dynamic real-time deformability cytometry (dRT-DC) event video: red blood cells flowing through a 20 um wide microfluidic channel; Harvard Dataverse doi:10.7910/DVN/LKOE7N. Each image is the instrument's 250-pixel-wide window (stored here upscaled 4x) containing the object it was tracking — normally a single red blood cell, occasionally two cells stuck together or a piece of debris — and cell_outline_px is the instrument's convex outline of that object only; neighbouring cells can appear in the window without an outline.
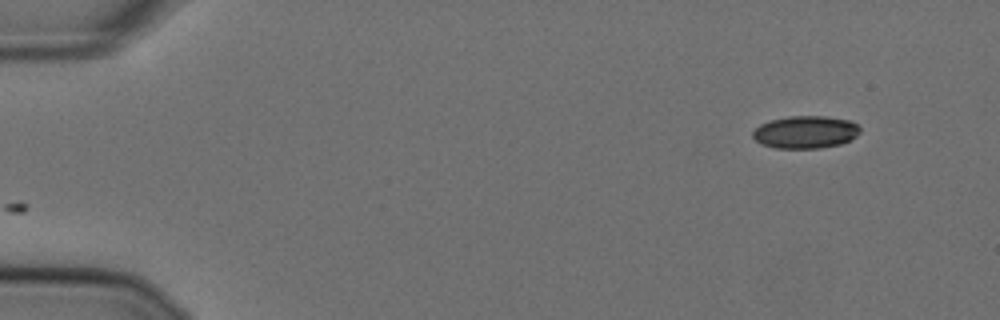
{"species": "Egyptian fruit bat (a non-hibernating species)", "species_latin": "Rousettus aegyptiacus", "temperature_condition": "cold", "stored_images_in_passage": 53, "camera_frame_rate_fps": 3000, "um_per_image_px": 0.085, "animal": {"sex": "female"}, "frame": {"image": 1, "passage_image": 1, "time_ms": 0.0, "image_size_px": [1000, 320], "cell_outline_px": [[860, 132], [856, 136], [840, 144], [820, 148], [776, 148], [760, 144], [752, 136], [752, 132], [760, 124], [768, 120], [788, 116], [828, 116], [852, 120], [860, 128]], "centroid_in_image_um": [68.45, 11.21], "position_along_channel_um": 16.5, "area_um2": 20.52}}
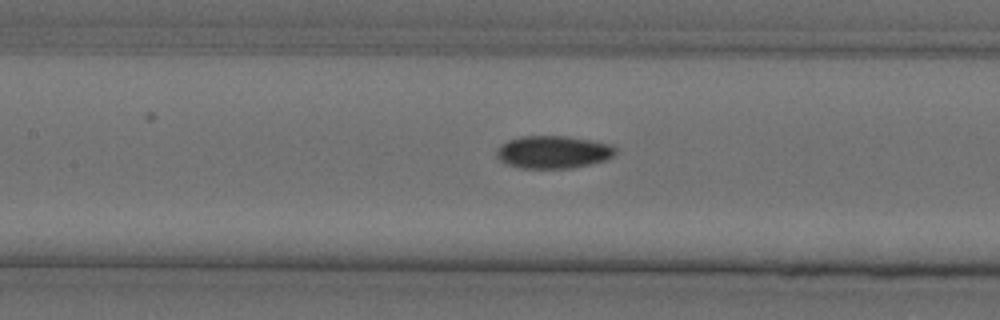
{"frame": {"image": 2, "passage_image": 22, "time_ms": 7.0, "image_size_px": [1000, 320], "cell_outline_px": [[616, 152], [612, 156], [604, 160], [572, 168], [520, 168], [504, 164], [496, 156], [496, 148], [500, 144], [508, 140], [520, 136], [568, 136], [592, 140], [612, 144], [616, 148]], "centroid_in_image_um": [46.98, 12.91], "position_along_channel_um": 160.4, "area_um2": 22.83}}
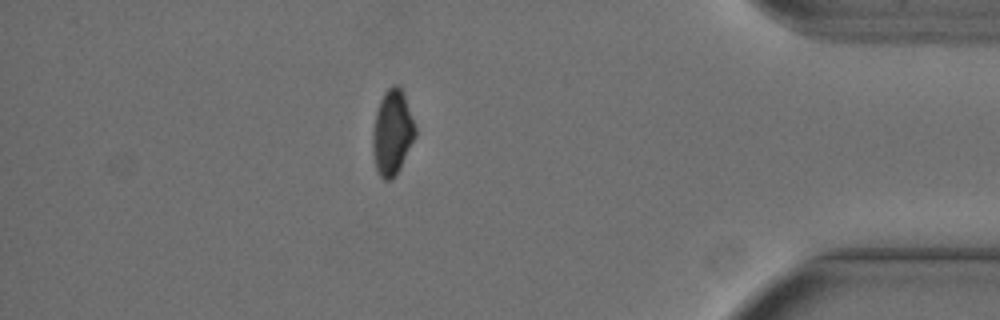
{"frame": {"image": 3, "passage_image": 45, "time_ms": 14.667, "image_size_px": [1000, 320], "cell_outline_px": [[416, 136], [400, 168], [392, 180], [384, 180], [380, 176], [376, 168], [372, 152], [372, 132], [376, 112], [380, 100], [384, 92], [392, 84], [396, 84], [404, 92], [416, 128]], "centroid_in_image_um": [33.34, 11.26], "position_along_channel_um": 401.9, "area_um2": 21.27}}